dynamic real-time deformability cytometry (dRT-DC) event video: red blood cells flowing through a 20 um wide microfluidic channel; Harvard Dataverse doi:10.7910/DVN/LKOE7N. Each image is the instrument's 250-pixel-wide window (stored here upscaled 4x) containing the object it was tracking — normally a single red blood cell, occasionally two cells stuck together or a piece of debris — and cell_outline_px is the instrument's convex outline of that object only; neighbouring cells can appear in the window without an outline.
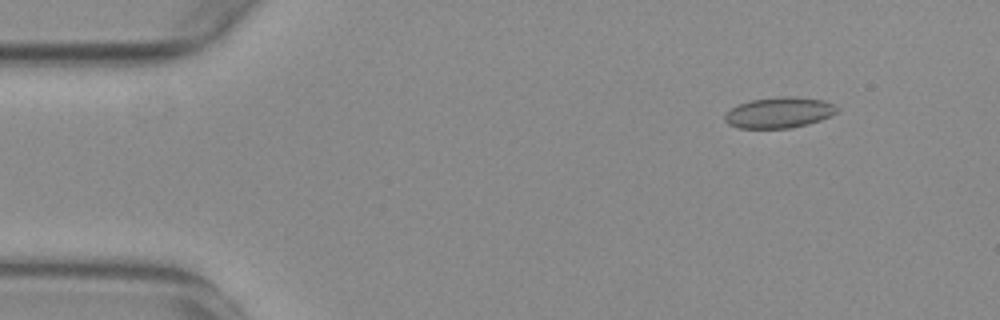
{"species": "common noctule bat (a hibernating species)", "species_latin": "Nyctalus noctula", "temperature_condition": "warm", "stored_images_in_passage": 54, "camera_frame_rate_fps": 3000, "um_per_image_px": 0.085, "animal": {"sex": "female", "body_mass_g": 29.2, "forearm_length_mm": 56.3}, "frame": {"image": 1, "passage_image": 6, "time_ms": 1.667, "image_size_px": [1000, 320], "cell_outline_px": [[836, 112], [820, 120], [808, 124], [792, 128], [740, 128], [728, 124], [724, 120], [724, 116], [732, 108], [740, 104], [752, 100], [780, 96], [792, 96], [824, 100], [832, 104], [836, 108]], "centroid_in_image_um": [66.21, 9.57], "position_along_channel_um": 18.8, "area_um2": 19.88}}
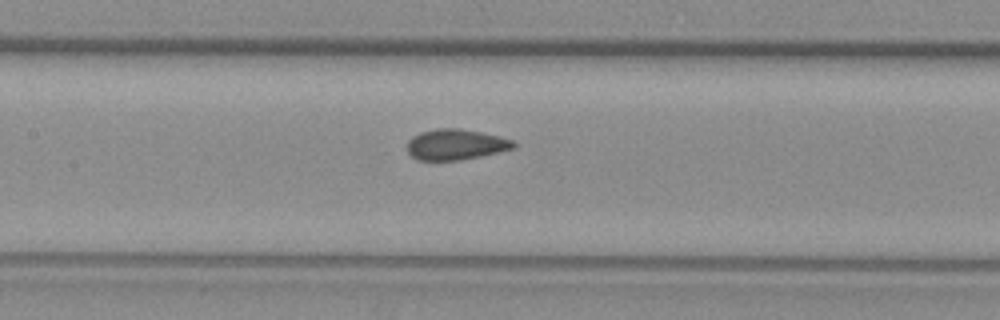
{"frame": {"image": 2, "passage_image": 25, "time_ms": 8.0, "image_size_px": [1000, 320], "cell_outline_px": [[516, 148], [480, 156], [460, 160], [416, 160], [408, 152], [408, 140], [412, 136], [420, 132], [436, 128], [460, 128], [480, 132], [512, 140], [516, 144]], "centroid_in_image_um": [38.71, 12.28], "position_along_channel_um": 168.7, "area_um2": 18.96}}
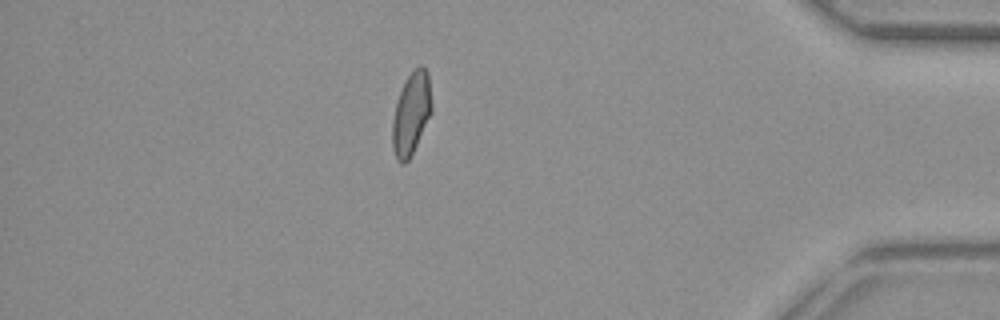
{"frame": {"image": 3, "passage_image": 47, "time_ms": 15.333, "image_size_px": [1000, 320], "cell_outline_px": [[432, 112], [408, 160], [404, 164], [400, 164], [396, 160], [392, 148], [392, 120], [396, 104], [404, 80], [420, 64], [428, 72], [432, 104]], "centroid_in_image_um": [34.94, 9.66], "position_along_channel_um": 400.3, "area_um2": 18.79}, "authors_computed_cell_mechanics": {"area_um2": 19.1896, "velocity_mm_per_s": 3.7695, "shape_relaxation_time_tau1_ms": null, "shape_relaxation_time_tau2_ms": 0.88, "deformation_change_tau1": null, "deformation_change_tau2": 0.052}}